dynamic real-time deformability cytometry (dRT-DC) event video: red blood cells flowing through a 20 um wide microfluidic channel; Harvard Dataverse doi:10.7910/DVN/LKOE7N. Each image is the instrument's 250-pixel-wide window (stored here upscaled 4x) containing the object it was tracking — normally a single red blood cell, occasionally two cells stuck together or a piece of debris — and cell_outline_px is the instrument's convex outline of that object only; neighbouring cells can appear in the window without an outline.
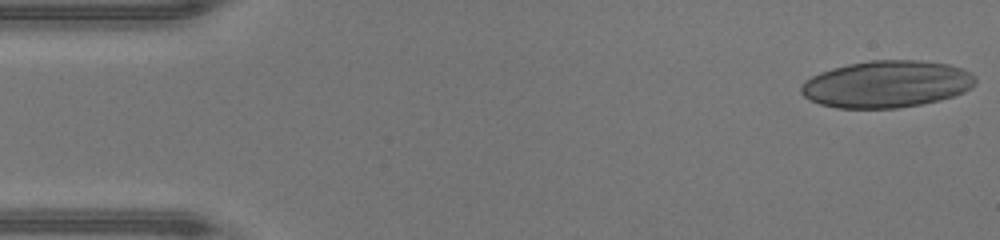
{"species": "human", "species_latin": "Homo sapiens", "temperature_condition": "warm", "stored_images_in_passage": 46, "camera_frame_rate_fps": 3000, "um_per_image_px": 0.085, "donor": {"sex": "male"}, "frame": {"image": 1, "passage_image": 1, "time_ms": 0.0, "image_size_px": [1000, 240], "cell_outline_px": [[976, 80], [972, 88], [964, 92], [940, 100], [920, 104], [896, 108], [836, 108], [820, 104], [804, 96], [800, 92], [800, 88], [804, 80], [820, 72], [832, 68], [848, 64], [872, 60], [920, 60], [948, 64], [960, 68], [976, 76]], "centroid_in_image_um": [75.35, 7.15], "position_along_channel_um": 9.6, "area_um2": 47.69}}
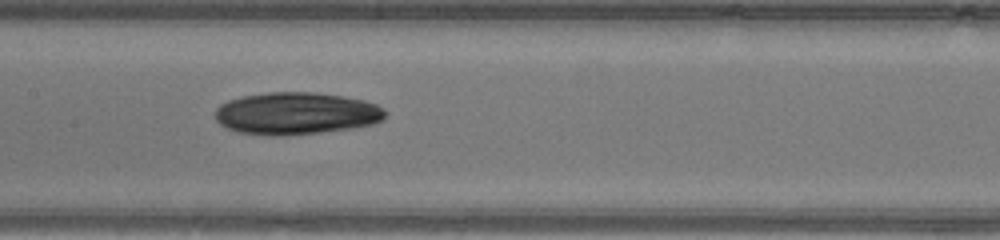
{"frame": {"image": 2, "passage_image": 22, "time_ms": 7.0, "image_size_px": [1000, 240], "cell_outline_px": [[384, 120], [372, 124], [352, 128], [320, 132], [284, 136], [268, 136], [240, 132], [228, 128], [220, 124], [216, 120], [216, 108], [220, 104], [228, 100], [240, 96], [268, 92], [316, 92], [344, 96], [364, 100], [376, 104], [384, 108]], "centroid_in_image_um": [25.17, 9.63], "position_along_channel_um": 182.2, "area_um2": 42.08}}
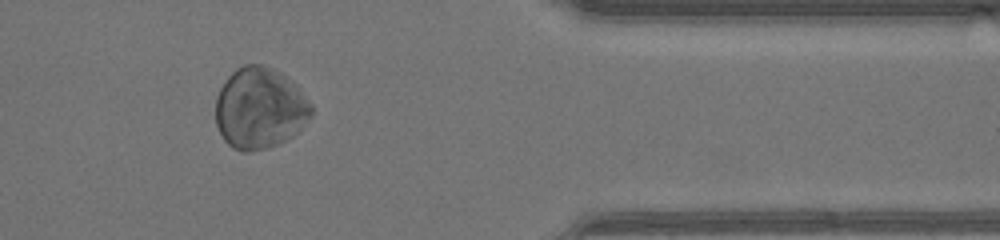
{"frame": {"image": 3, "passage_image": 38, "time_ms": 12.333, "image_size_px": [1000, 240], "cell_outline_px": [[312, 116], [292, 136], [268, 148], [248, 152], [244, 152], [232, 148], [224, 140], [216, 124], [216, 96], [220, 88], [228, 76], [236, 68], [244, 64], [260, 64], [280, 72], [296, 84], [300, 88], [312, 104]], "centroid_in_image_um": [22.08, 9.19], "position_along_channel_um": 389.3, "area_um2": 45.43}, "authors_computed_cell_mechanics": {"area_um2": 43.928, "velocity_mm_per_s": 4.3504, "shape_relaxation_time_tau1_ms": 2.7048, "shape_relaxation_time_tau2_ms": null, "deformation_change_tau1": 0.1175, "deformation_change_tau2": null}}